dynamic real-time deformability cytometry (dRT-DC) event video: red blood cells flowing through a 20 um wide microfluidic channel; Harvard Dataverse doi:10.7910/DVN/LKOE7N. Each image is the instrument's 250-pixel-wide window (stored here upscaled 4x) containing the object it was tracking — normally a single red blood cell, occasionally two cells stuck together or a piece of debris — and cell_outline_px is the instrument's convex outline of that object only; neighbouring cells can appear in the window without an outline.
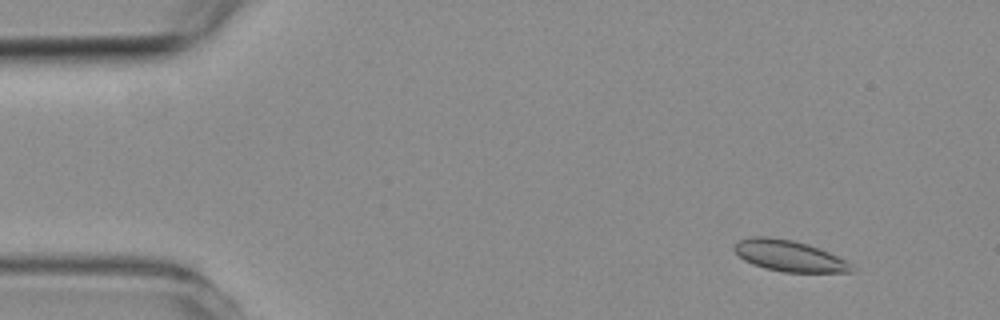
{"species": "common noctule bat (a hibernating species)", "species_latin": "Nyctalus noctula", "temperature_condition": "room temperature", "stored_images_in_passage": 5, "camera_frame_rate_fps": 3000, "um_per_image_px": 0.085, "animal": {"sex": "female", "body_mass_g": 19.3, "forearm_length_mm": 54.1}, "frame": {"image": 1, "passage_image": 2, "time_ms": 1.333, "image_size_px": [1000, 320], "cell_outline_px": [[856, 272], [784, 272], [764, 268], [752, 264], [744, 260], [732, 248], [732, 244], [748, 236], [768, 236], [792, 240], [808, 244], [828, 252], [852, 264]], "centroid_in_image_um": [67.04, 21.74], "position_along_channel_um": 18.0, "area_um2": 21.33}}